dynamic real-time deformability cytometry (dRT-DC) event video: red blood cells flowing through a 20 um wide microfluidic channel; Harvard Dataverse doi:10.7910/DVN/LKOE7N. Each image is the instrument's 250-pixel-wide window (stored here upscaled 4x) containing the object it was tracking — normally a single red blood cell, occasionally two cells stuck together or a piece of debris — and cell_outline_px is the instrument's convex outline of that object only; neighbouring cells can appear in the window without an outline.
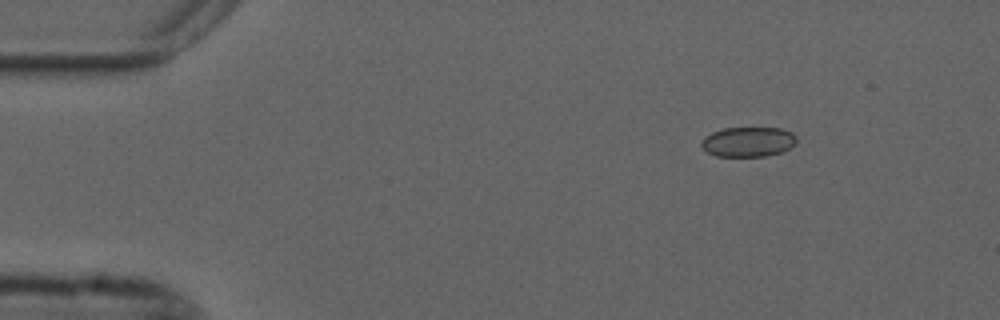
{"species": "common noctule bat (a hibernating species)", "species_latin": "Nyctalus noctula", "temperature_condition": "cold", "stored_images_in_passage": 49, "camera_frame_rate_fps": 3000, "um_per_image_px": 0.085, "animal": {"sex": "male", "forearm_length_mm": 52.5}, "frame": {"image": 1, "passage_image": 1, "time_ms": 0.0, "image_size_px": [1000, 320], "cell_outline_px": [[796, 144], [784, 152], [764, 156], [716, 156], [708, 152], [700, 144], [704, 136], [712, 132], [724, 128], [780, 128], [792, 132], [796, 136]], "centroid_in_image_um": [63.62, 12.05], "position_along_channel_um": 21.4, "area_um2": 16.65}}
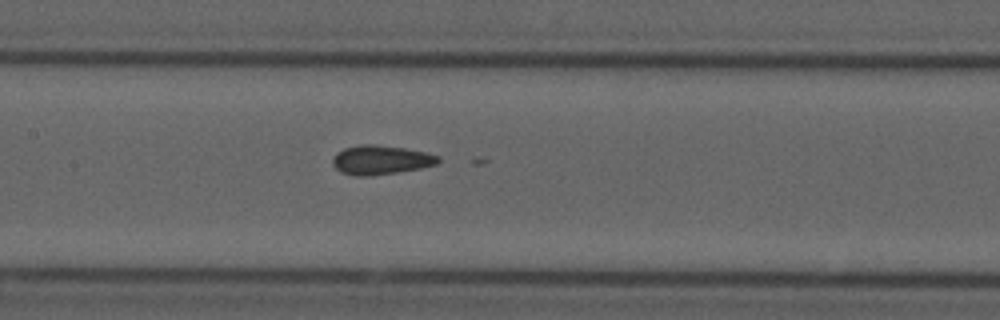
{"frame": {"image": 2, "passage_image": 20, "time_ms": 6.333, "image_size_px": [1000, 320], "cell_outline_px": [[440, 160], [436, 164], [420, 168], [396, 172], [368, 176], [356, 176], [340, 172], [332, 164], [332, 160], [336, 152], [344, 148], [364, 144], [372, 144], [404, 148], [424, 152], [440, 156]], "centroid_in_image_um": [32.33, 13.59], "position_along_channel_um": 175.1, "area_um2": 17.8}}
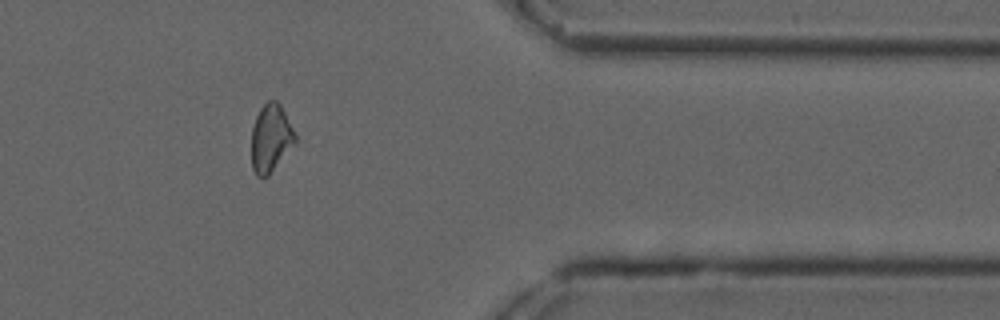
{"frame": {"image": 3, "passage_image": 39, "time_ms": 12.667, "image_size_px": [1000, 320], "cell_outline_px": [[296, 144], [268, 176], [256, 176], [252, 168], [252, 128], [256, 116], [260, 108], [268, 100], [276, 100], [280, 104], [296, 136]], "centroid_in_image_um": [23.02, 11.76], "position_along_channel_um": 388.4, "area_um2": 17.22}}